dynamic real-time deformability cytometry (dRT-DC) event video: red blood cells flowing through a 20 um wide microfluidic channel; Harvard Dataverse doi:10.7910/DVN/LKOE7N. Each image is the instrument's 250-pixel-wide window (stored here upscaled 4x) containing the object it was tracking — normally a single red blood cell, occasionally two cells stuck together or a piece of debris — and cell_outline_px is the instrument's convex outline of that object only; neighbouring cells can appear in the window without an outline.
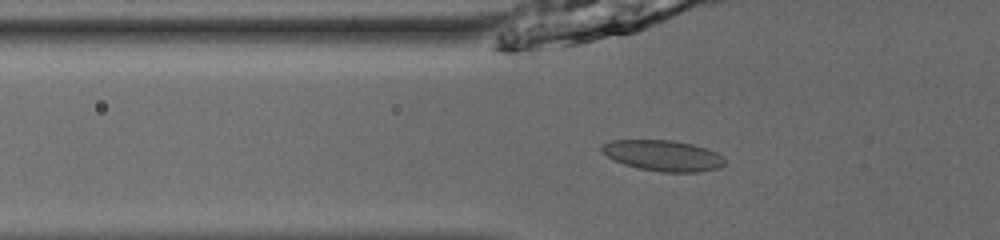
{"species": "common noctule bat (a hibernating species)", "species_latin": "Nyctalus noctula", "temperature_condition": "room temperature", "stored_images_in_passage": 51, "camera_frame_rate_fps": 3000, "um_per_image_px": 0.085, "animal": {"sex": "male", "body_mass_g": 13.0, "forearm_length_mm": 53.1}, "frame": {"image": 1, "passage_image": 18, "time_ms": 5.667, "image_size_px": [1000, 240], "cell_outline_px": [[724, 164], [720, 168], [700, 172], [660, 172], [636, 168], [624, 164], [600, 152], [600, 148], [604, 144], [612, 140], [672, 140], [692, 144], [716, 152], [724, 156]], "centroid_in_image_um": [56.37, 13.23], "position_along_channel_um": 69.4, "area_um2": 22.14}}
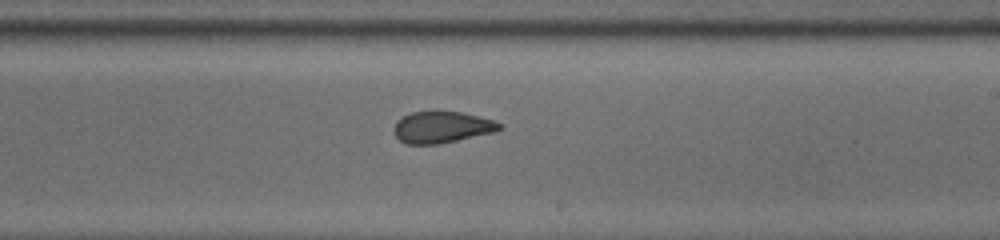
{"frame": {"image": 2, "passage_image": 32, "time_ms": 10.333, "image_size_px": [1000, 240], "cell_outline_px": [[504, 124], [500, 128], [492, 132], [456, 140], [436, 144], [408, 144], [400, 140], [396, 136], [392, 128], [396, 120], [412, 112], [460, 112], [480, 116]], "centroid_in_image_um": [37.52, 10.81], "position_along_channel_um": 251.5, "area_um2": 19.07}}
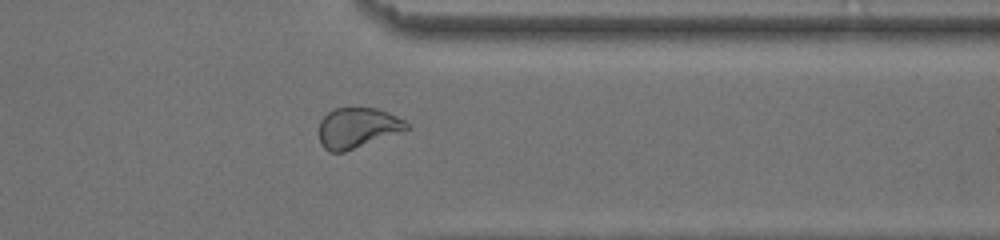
{"frame": {"image": 3, "passage_image": 42, "time_ms": 13.667, "image_size_px": [1000, 240], "cell_outline_px": [[412, 128], [344, 152], [328, 152], [320, 144], [320, 120], [332, 108], [376, 108], [388, 112], [412, 124]], "centroid_in_image_um": [30.4, 10.86], "position_along_channel_um": 381.0, "area_um2": 20.69}, "authors_computed_cell_mechanics": {"area_um2": 21.1548, "velocity_mm_per_s": 3.9179, "shape_relaxation_time_tau1_ms": null, "shape_relaxation_time_tau2_ms": 1.4337, "deformation_change_tau1": null, "deformation_change_tau2": 0.0597}}